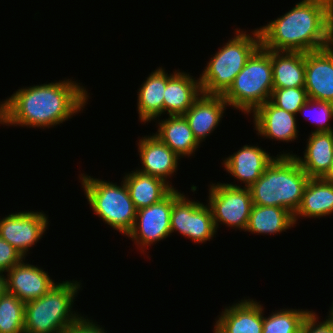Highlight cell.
Instances as JSON below:
<instances>
[{"mask_svg":"<svg viewBox=\"0 0 333 333\" xmlns=\"http://www.w3.org/2000/svg\"><path fill=\"white\" fill-rule=\"evenodd\" d=\"M158 119V130L154 135L166 144L179 158L190 157L201 145L194 137L183 115Z\"/></svg>","mask_w":333,"mask_h":333,"instance_id":"cell-21","label":"cell"},{"mask_svg":"<svg viewBox=\"0 0 333 333\" xmlns=\"http://www.w3.org/2000/svg\"><path fill=\"white\" fill-rule=\"evenodd\" d=\"M309 310L281 309L264 316L262 333H300V329Z\"/></svg>","mask_w":333,"mask_h":333,"instance_id":"cell-27","label":"cell"},{"mask_svg":"<svg viewBox=\"0 0 333 333\" xmlns=\"http://www.w3.org/2000/svg\"><path fill=\"white\" fill-rule=\"evenodd\" d=\"M308 137L303 157L291 152L277 155H294L309 178H324L333 160V132H311Z\"/></svg>","mask_w":333,"mask_h":333,"instance_id":"cell-20","label":"cell"},{"mask_svg":"<svg viewBox=\"0 0 333 333\" xmlns=\"http://www.w3.org/2000/svg\"><path fill=\"white\" fill-rule=\"evenodd\" d=\"M333 214V182L325 178H309L301 200L294 214V222L298 218H321Z\"/></svg>","mask_w":333,"mask_h":333,"instance_id":"cell-22","label":"cell"},{"mask_svg":"<svg viewBox=\"0 0 333 333\" xmlns=\"http://www.w3.org/2000/svg\"><path fill=\"white\" fill-rule=\"evenodd\" d=\"M171 211L172 191L160 202L137 210L134 225L127 237L136 243L141 253L148 246L171 235Z\"/></svg>","mask_w":333,"mask_h":333,"instance_id":"cell-10","label":"cell"},{"mask_svg":"<svg viewBox=\"0 0 333 333\" xmlns=\"http://www.w3.org/2000/svg\"><path fill=\"white\" fill-rule=\"evenodd\" d=\"M298 113L303 114L308 121L312 120V123L317 126L311 132H333V128L329 123L333 119V103L308 99Z\"/></svg>","mask_w":333,"mask_h":333,"instance_id":"cell-29","label":"cell"},{"mask_svg":"<svg viewBox=\"0 0 333 333\" xmlns=\"http://www.w3.org/2000/svg\"><path fill=\"white\" fill-rule=\"evenodd\" d=\"M304 88L309 99L333 103V44L305 53Z\"/></svg>","mask_w":333,"mask_h":333,"instance_id":"cell-12","label":"cell"},{"mask_svg":"<svg viewBox=\"0 0 333 333\" xmlns=\"http://www.w3.org/2000/svg\"><path fill=\"white\" fill-rule=\"evenodd\" d=\"M72 79L18 89L0 103V124L50 128L83 111L88 91Z\"/></svg>","mask_w":333,"mask_h":333,"instance_id":"cell-1","label":"cell"},{"mask_svg":"<svg viewBox=\"0 0 333 333\" xmlns=\"http://www.w3.org/2000/svg\"><path fill=\"white\" fill-rule=\"evenodd\" d=\"M3 273L5 272L0 271V298L7 292V276Z\"/></svg>","mask_w":333,"mask_h":333,"instance_id":"cell-34","label":"cell"},{"mask_svg":"<svg viewBox=\"0 0 333 333\" xmlns=\"http://www.w3.org/2000/svg\"><path fill=\"white\" fill-rule=\"evenodd\" d=\"M217 231L219 223L245 232L253 207L249 188L233 187L225 183L210 184L207 201Z\"/></svg>","mask_w":333,"mask_h":333,"instance_id":"cell-8","label":"cell"},{"mask_svg":"<svg viewBox=\"0 0 333 333\" xmlns=\"http://www.w3.org/2000/svg\"><path fill=\"white\" fill-rule=\"evenodd\" d=\"M275 159L268 152L255 145H244L223 160V167L232 177L243 182L244 186L225 183L233 187L250 188L265 172L269 164Z\"/></svg>","mask_w":333,"mask_h":333,"instance_id":"cell-14","label":"cell"},{"mask_svg":"<svg viewBox=\"0 0 333 333\" xmlns=\"http://www.w3.org/2000/svg\"><path fill=\"white\" fill-rule=\"evenodd\" d=\"M137 145L142 167L135 170L161 178L174 189L167 179L176 173L180 158L154 133L142 137Z\"/></svg>","mask_w":333,"mask_h":333,"instance_id":"cell-17","label":"cell"},{"mask_svg":"<svg viewBox=\"0 0 333 333\" xmlns=\"http://www.w3.org/2000/svg\"><path fill=\"white\" fill-rule=\"evenodd\" d=\"M23 259L26 258L6 240L0 237V271L7 272Z\"/></svg>","mask_w":333,"mask_h":333,"instance_id":"cell-32","label":"cell"},{"mask_svg":"<svg viewBox=\"0 0 333 333\" xmlns=\"http://www.w3.org/2000/svg\"><path fill=\"white\" fill-rule=\"evenodd\" d=\"M273 89L305 86V53L271 50Z\"/></svg>","mask_w":333,"mask_h":333,"instance_id":"cell-23","label":"cell"},{"mask_svg":"<svg viewBox=\"0 0 333 333\" xmlns=\"http://www.w3.org/2000/svg\"><path fill=\"white\" fill-rule=\"evenodd\" d=\"M93 322L88 317L84 318V315L75 323L71 324L63 333H107L104 328Z\"/></svg>","mask_w":333,"mask_h":333,"instance_id":"cell-33","label":"cell"},{"mask_svg":"<svg viewBox=\"0 0 333 333\" xmlns=\"http://www.w3.org/2000/svg\"><path fill=\"white\" fill-rule=\"evenodd\" d=\"M131 172L125 174L122 179L137 210L160 202L173 190L161 178L142 173L139 170Z\"/></svg>","mask_w":333,"mask_h":333,"instance_id":"cell-25","label":"cell"},{"mask_svg":"<svg viewBox=\"0 0 333 333\" xmlns=\"http://www.w3.org/2000/svg\"><path fill=\"white\" fill-rule=\"evenodd\" d=\"M218 316L214 333H262L263 306L254 299H241Z\"/></svg>","mask_w":333,"mask_h":333,"instance_id":"cell-15","label":"cell"},{"mask_svg":"<svg viewBox=\"0 0 333 333\" xmlns=\"http://www.w3.org/2000/svg\"><path fill=\"white\" fill-rule=\"evenodd\" d=\"M167 73L159 67L152 71L138 89L137 111L141 123L154 121L163 114Z\"/></svg>","mask_w":333,"mask_h":333,"instance_id":"cell-24","label":"cell"},{"mask_svg":"<svg viewBox=\"0 0 333 333\" xmlns=\"http://www.w3.org/2000/svg\"><path fill=\"white\" fill-rule=\"evenodd\" d=\"M327 317L325 321L319 322L318 315L309 311L304 317L300 333H333V309L330 308Z\"/></svg>","mask_w":333,"mask_h":333,"instance_id":"cell-31","label":"cell"},{"mask_svg":"<svg viewBox=\"0 0 333 333\" xmlns=\"http://www.w3.org/2000/svg\"><path fill=\"white\" fill-rule=\"evenodd\" d=\"M79 177L93 213L105 224L127 236L134 225L137 209L124 180L117 185L84 173Z\"/></svg>","mask_w":333,"mask_h":333,"instance_id":"cell-7","label":"cell"},{"mask_svg":"<svg viewBox=\"0 0 333 333\" xmlns=\"http://www.w3.org/2000/svg\"><path fill=\"white\" fill-rule=\"evenodd\" d=\"M163 100V114L183 115L201 96L200 78H193L186 72L175 70L167 73V84Z\"/></svg>","mask_w":333,"mask_h":333,"instance_id":"cell-19","label":"cell"},{"mask_svg":"<svg viewBox=\"0 0 333 333\" xmlns=\"http://www.w3.org/2000/svg\"><path fill=\"white\" fill-rule=\"evenodd\" d=\"M234 38L228 40L212 55L202 74V94L223 95L233 84L236 75L243 69L249 57L261 45L258 28L247 34L235 29ZM253 35V36H252Z\"/></svg>","mask_w":333,"mask_h":333,"instance_id":"cell-5","label":"cell"},{"mask_svg":"<svg viewBox=\"0 0 333 333\" xmlns=\"http://www.w3.org/2000/svg\"><path fill=\"white\" fill-rule=\"evenodd\" d=\"M254 127L260 137L290 142L298 138L296 115L275 106L270 100L253 112Z\"/></svg>","mask_w":333,"mask_h":333,"instance_id":"cell-16","label":"cell"},{"mask_svg":"<svg viewBox=\"0 0 333 333\" xmlns=\"http://www.w3.org/2000/svg\"><path fill=\"white\" fill-rule=\"evenodd\" d=\"M258 30L265 49L306 53L326 48L333 44V0H302Z\"/></svg>","mask_w":333,"mask_h":333,"instance_id":"cell-2","label":"cell"},{"mask_svg":"<svg viewBox=\"0 0 333 333\" xmlns=\"http://www.w3.org/2000/svg\"><path fill=\"white\" fill-rule=\"evenodd\" d=\"M25 303L6 292L0 298V333H24Z\"/></svg>","mask_w":333,"mask_h":333,"instance_id":"cell-28","label":"cell"},{"mask_svg":"<svg viewBox=\"0 0 333 333\" xmlns=\"http://www.w3.org/2000/svg\"><path fill=\"white\" fill-rule=\"evenodd\" d=\"M327 181L333 182V160H332V165L331 168L328 172V174L324 177Z\"/></svg>","mask_w":333,"mask_h":333,"instance_id":"cell-35","label":"cell"},{"mask_svg":"<svg viewBox=\"0 0 333 333\" xmlns=\"http://www.w3.org/2000/svg\"><path fill=\"white\" fill-rule=\"evenodd\" d=\"M24 261L25 259L8 270L6 276L7 292L26 303L42 297L57 282L55 283L42 268Z\"/></svg>","mask_w":333,"mask_h":333,"instance_id":"cell-13","label":"cell"},{"mask_svg":"<svg viewBox=\"0 0 333 333\" xmlns=\"http://www.w3.org/2000/svg\"><path fill=\"white\" fill-rule=\"evenodd\" d=\"M308 180L294 155H277L249 188L252 202L258 206H277L295 214Z\"/></svg>","mask_w":333,"mask_h":333,"instance_id":"cell-3","label":"cell"},{"mask_svg":"<svg viewBox=\"0 0 333 333\" xmlns=\"http://www.w3.org/2000/svg\"><path fill=\"white\" fill-rule=\"evenodd\" d=\"M171 233L178 231L194 243H204L216 235L212 211L208 204L189 200L176 188L172 190Z\"/></svg>","mask_w":333,"mask_h":333,"instance_id":"cell-9","label":"cell"},{"mask_svg":"<svg viewBox=\"0 0 333 333\" xmlns=\"http://www.w3.org/2000/svg\"><path fill=\"white\" fill-rule=\"evenodd\" d=\"M227 106L229 105L222 95L201 94L183 114L199 143L206 140L220 124Z\"/></svg>","mask_w":333,"mask_h":333,"instance_id":"cell-18","label":"cell"},{"mask_svg":"<svg viewBox=\"0 0 333 333\" xmlns=\"http://www.w3.org/2000/svg\"><path fill=\"white\" fill-rule=\"evenodd\" d=\"M308 99L307 91L304 87L273 89L270 97V101L275 106L295 115L298 114L299 109Z\"/></svg>","mask_w":333,"mask_h":333,"instance_id":"cell-30","label":"cell"},{"mask_svg":"<svg viewBox=\"0 0 333 333\" xmlns=\"http://www.w3.org/2000/svg\"><path fill=\"white\" fill-rule=\"evenodd\" d=\"M272 91L271 50L260 45L222 96L230 107L248 115L269 101Z\"/></svg>","mask_w":333,"mask_h":333,"instance_id":"cell-6","label":"cell"},{"mask_svg":"<svg viewBox=\"0 0 333 333\" xmlns=\"http://www.w3.org/2000/svg\"><path fill=\"white\" fill-rule=\"evenodd\" d=\"M76 280L54 285L42 297L26 302L24 333H63L82 315L72 310L82 286Z\"/></svg>","mask_w":333,"mask_h":333,"instance_id":"cell-4","label":"cell"},{"mask_svg":"<svg viewBox=\"0 0 333 333\" xmlns=\"http://www.w3.org/2000/svg\"><path fill=\"white\" fill-rule=\"evenodd\" d=\"M294 214L277 206L253 205L245 231L258 234H280L294 227Z\"/></svg>","mask_w":333,"mask_h":333,"instance_id":"cell-26","label":"cell"},{"mask_svg":"<svg viewBox=\"0 0 333 333\" xmlns=\"http://www.w3.org/2000/svg\"><path fill=\"white\" fill-rule=\"evenodd\" d=\"M44 212L20 211L0 219V237L12 245L25 258L48 229Z\"/></svg>","mask_w":333,"mask_h":333,"instance_id":"cell-11","label":"cell"}]
</instances>
